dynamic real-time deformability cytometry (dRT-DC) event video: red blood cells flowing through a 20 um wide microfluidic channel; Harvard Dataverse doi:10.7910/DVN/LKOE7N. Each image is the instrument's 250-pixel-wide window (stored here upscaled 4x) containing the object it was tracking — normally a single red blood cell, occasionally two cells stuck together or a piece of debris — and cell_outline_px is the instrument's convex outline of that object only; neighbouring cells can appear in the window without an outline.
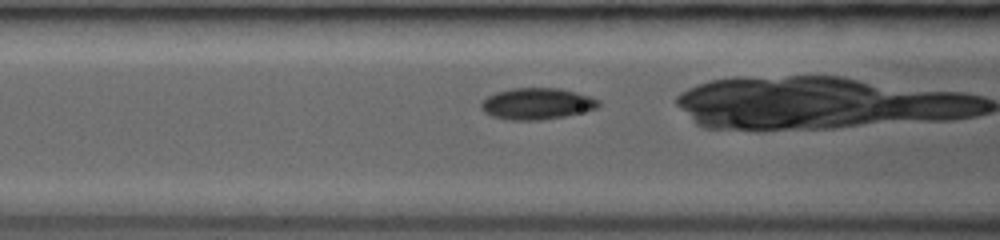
{"species": "common noctule bat (a hibernating species)", "species_latin": "Nyctalus noctula", "temperature_condition": "room temperature", "stored_images_in_passage": 54, "camera_frame_rate_fps": 3000, "um_per_image_px": 0.085, "animal": {"sex": "female", "body_mass_g": 19.0, "forearm_length_mm": 53.3}, "frame": {"image": 1, "passage_image": 20, "time_ms": 3.333, "image_size_px": [1000, 240], "cell_outline_px": [[600, 104], [596, 108], [564, 116], [540, 120], [508, 120], [492, 116], [484, 112], [480, 108], [480, 104], [488, 96], [496, 92], [512, 88], [560, 88], [576, 92], [600, 100]], "centroid_in_image_um": [45.6, 8.81], "position_along_channel_um": 121.0, "area_um2": 21.39}}